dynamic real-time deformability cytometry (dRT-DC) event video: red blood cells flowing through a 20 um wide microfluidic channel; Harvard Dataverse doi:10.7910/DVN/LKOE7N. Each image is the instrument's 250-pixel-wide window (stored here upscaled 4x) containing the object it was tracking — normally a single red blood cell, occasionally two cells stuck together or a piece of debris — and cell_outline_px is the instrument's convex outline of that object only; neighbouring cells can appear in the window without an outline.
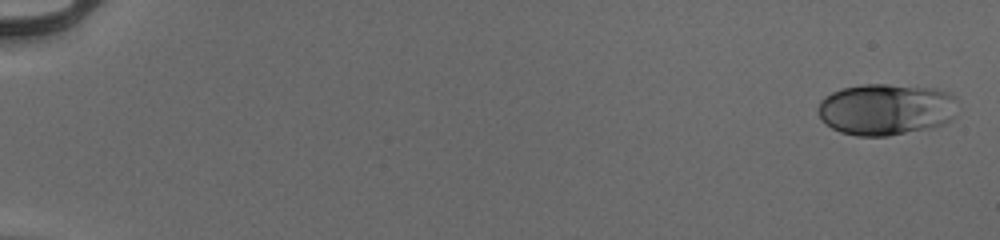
{"species": "human", "species_latin": "Homo sapiens", "temperature_condition": "cold", "stored_images_in_passage": 53, "camera_frame_rate_fps": 3000, "um_per_image_px": 0.085, "donor": {"sex": "male"}, "frame": {"image": 1, "passage_image": 1, "time_ms": 0.0, "image_size_px": [1000, 240], "cell_outline_px": [[952, 116], [944, 124], [888, 136], [856, 136], [840, 132], [832, 128], [820, 116], [816, 108], [820, 100], [832, 92], [844, 88], [864, 84], [884, 84], [928, 88], [948, 92], [952, 96]], "centroid_in_image_um": [75.2, 9.3], "position_along_channel_um": 9.8, "area_um2": 41.04}}
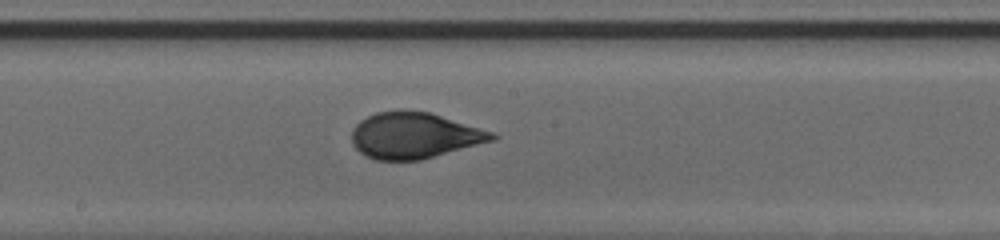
{"frame": {"image": 2, "passage_image": 31, "time_ms": 10.0, "image_size_px": [1000, 240], "cell_outline_px": [[500, 136], [492, 140], [420, 160], [376, 160], [364, 156], [352, 144], [352, 128], [360, 120], [376, 112], [396, 108], [404, 108], [432, 112], [492, 132]], "centroid_in_image_um": [35.16, 11.48], "position_along_channel_um": 213.0, "area_um2": 37.97}}
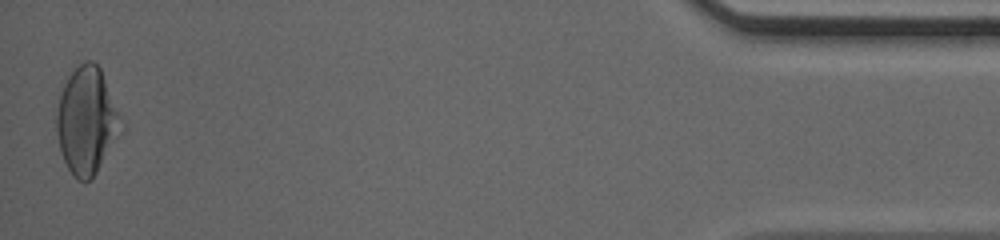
{"frame": {"image": 3, "passage_image": 53, "time_ms": 17.333, "image_size_px": [1000, 240], "cell_outline_px": [[116, 112], [96, 172], [88, 180], [80, 180], [68, 168], [64, 160], [60, 148], [56, 132], [56, 116], [60, 96], [64, 84], [68, 76], [80, 64], [88, 60], [92, 60], [100, 68]], "centroid_in_image_um": [7.16, 10.15], "position_along_channel_um": 428.0, "area_um2": 35.95}, "authors_computed_cell_mechanics": {"area_um2": 37.5122, "velocity_mm_per_s": 3.958, "shape_relaxation_time_tau1_ms": 6.2825, "shape_relaxation_time_tau2_ms": null, "deformation_change_tau1": 0.2168, "deformation_change_tau2": null}}